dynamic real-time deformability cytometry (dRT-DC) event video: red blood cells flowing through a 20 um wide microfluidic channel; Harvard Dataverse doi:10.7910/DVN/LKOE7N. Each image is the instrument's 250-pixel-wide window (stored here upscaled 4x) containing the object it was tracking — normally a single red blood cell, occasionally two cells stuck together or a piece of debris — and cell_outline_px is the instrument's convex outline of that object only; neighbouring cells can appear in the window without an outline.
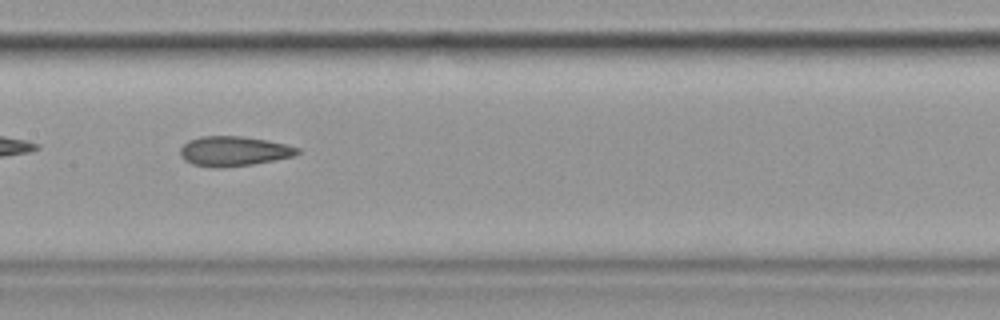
{"species": "common noctule bat (a hibernating species)", "species_latin": "Nyctalus noctula", "temperature_condition": "cold", "stored_images_in_passage": 39, "camera_frame_rate_fps": 3000, "um_per_image_px": 0.085, "animal": {"sex": "female", "body_mass_g": 19.9}, "frame": {"image": 1, "passage_image": 12, "time_ms": 3.667, "image_size_px": [1000, 320], "cell_outline_px": [[300, 152], [292, 156], [252, 164], [224, 168], [216, 168], [192, 164], [184, 160], [180, 156], [180, 148], [188, 140], [200, 136], [240, 136], [268, 140], [300, 148]], "centroid_in_image_um": [19.82, 12.85], "position_along_channel_um": 187.6, "area_um2": 20.35}}